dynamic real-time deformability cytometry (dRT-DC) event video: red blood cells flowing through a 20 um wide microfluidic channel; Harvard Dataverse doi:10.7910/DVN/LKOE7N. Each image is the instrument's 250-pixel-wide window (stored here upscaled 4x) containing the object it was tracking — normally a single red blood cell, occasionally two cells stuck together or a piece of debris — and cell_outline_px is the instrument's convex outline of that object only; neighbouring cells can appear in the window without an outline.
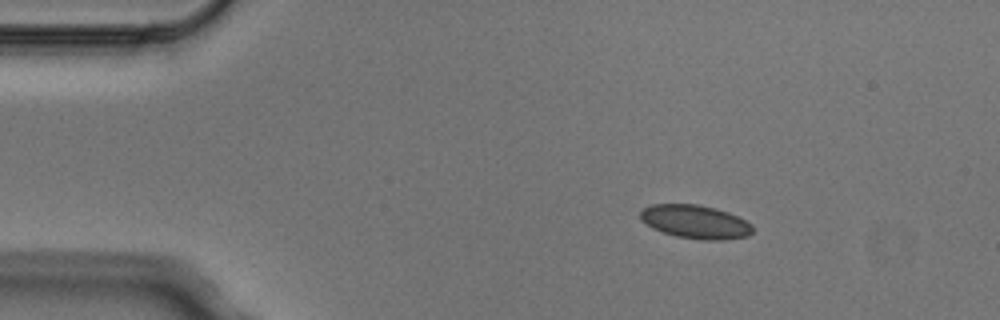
{"species": "Egyptian fruit bat (a non-hibernating species)", "species_latin": "Rousettus aegyptiacus", "temperature_condition": "cold", "stored_images_in_passage": 3, "camera_frame_rate_fps": 3000, "um_per_image_px": 0.085, "animal": {"sex": "male"}, "frame": {"image": 1, "passage_image": 1, "time_ms": 0.0, "image_size_px": [1000, 320], "cell_outline_px": [[752, 232], [748, 236], [720, 240], [700, 240], [676, 236], [652, 228], [640, 220], [640, 212], [644, 208], [652, 204], [696, 204], [716, 208], [728, 212], [752, 224]], "centroid_in_image_um": [59.09, 18.85], "position_along_channel_um": 25.9, "area_um2": 21.91}}
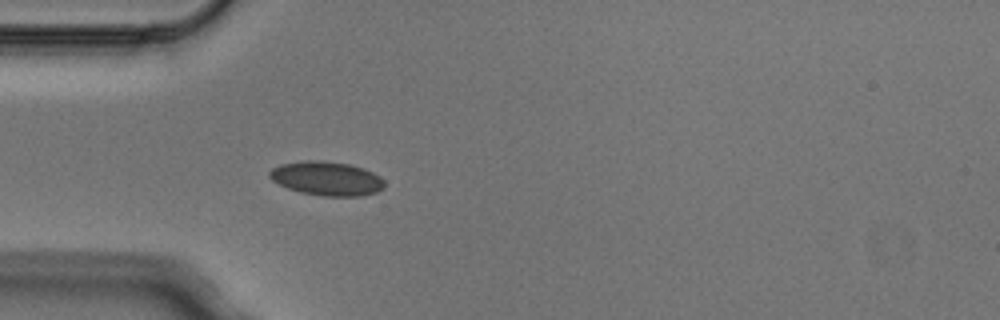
{"frame": {"image": 2, "passage_image": 3, "time_ms": 0.667, "image_size_px": [1000, 320], "cell_outline_px": [[384, 188], [376, 192], [360, 196], [320, 196], [300, 192], [288, 188], [272, 180], [268, 176], [268, 172], [272, 168], [280, 164], [304, 160], [324, 160], [348, 164], [364, 168], [380, 176], [384, 180]], "centroid_in_image_um": [27.76, 15.16], "position_along_channel_um": 57.2, "area_um2": 22.95}}